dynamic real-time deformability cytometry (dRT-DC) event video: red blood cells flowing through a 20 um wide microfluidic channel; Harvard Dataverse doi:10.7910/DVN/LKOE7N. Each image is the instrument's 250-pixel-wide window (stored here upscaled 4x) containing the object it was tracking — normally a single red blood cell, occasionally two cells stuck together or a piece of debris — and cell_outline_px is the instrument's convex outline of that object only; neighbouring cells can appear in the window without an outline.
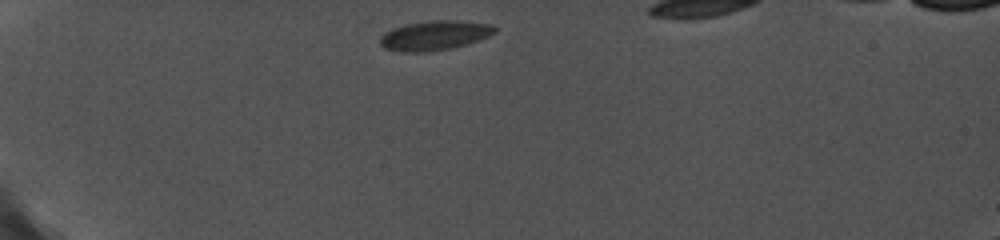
{"species": "common noctule bat (a hibernating species)", "species_latin": "Nyctalus noctula", "temperature_condition": "cold", "stored_images_in_passage": 22, "camera_frame_rate_fps": 5000, "um_per_image_px": 0.085, "animal": {"sex": "female", "body_mass_g": 19.0, "forearm_length_mm": 56.7}, "frame": {"image": 1, "passage_image": 1, "time_ms": 0.0, "image_size_px": [1000, 240], "cell_outline_px": [[496, 32], [480, 40], [468, 44], [452, 48], [428, 52], [404, 52], [384, 48], [380, 44], [380, 36], [384, 32], [392, 28], [404, 24], [432, 20], [460, 20], [492, 24], [496, 28]], "centroid_in_image_um": [36.95, 3.01], "position_along_channel_um": 48.1, "area_um2": 20.06}}
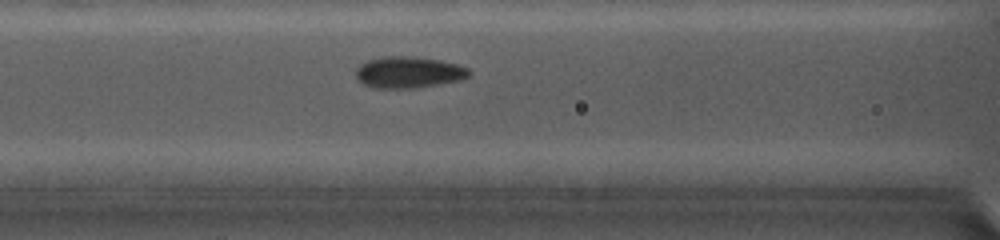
{"frame": {"image": 2, "passage_image": 10, "time_ms": 3.4, "image_size_px": [1000, 240], "cell_outline_px": [[472, 72], [468, 76], [460, 80], [416, 88], [372, 88], [364, 84], [356, 76], [356, 68], [360, 64], [368, 60], [384, 56], [412, 56], [440, 60], [456, 64], [468, 68]], "centroid_in_image_um": [34.73, 6.14], "position_along_channel_um": 131.9, "area_um2": 20.75}}
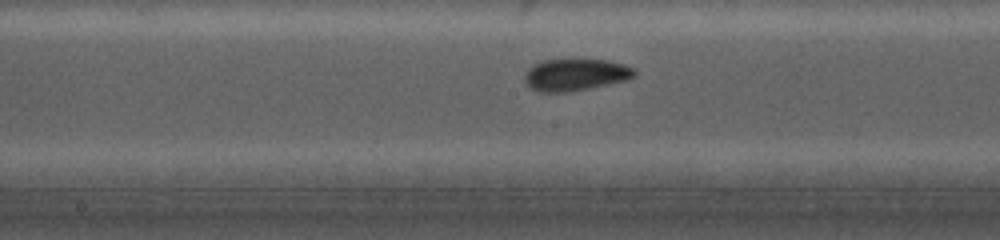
{"frame": {"image": 3, "passage_image": 15, "time_ms": 5.2, "image_size_px": [1000, 240], "cell_outline_px": [[636, 76], [628, 80], [568, 92], [540, 92], [532, 88], [524, 80], [524, 76], [528, 68], [544, 60], [568, 56], [572, 56], [608, 60], [624, 64], [636, 68]], "centroid_in_image_um": [48.96, 6.29], "position_along_channel_um": 199.2, "area_um2": 21.33}}